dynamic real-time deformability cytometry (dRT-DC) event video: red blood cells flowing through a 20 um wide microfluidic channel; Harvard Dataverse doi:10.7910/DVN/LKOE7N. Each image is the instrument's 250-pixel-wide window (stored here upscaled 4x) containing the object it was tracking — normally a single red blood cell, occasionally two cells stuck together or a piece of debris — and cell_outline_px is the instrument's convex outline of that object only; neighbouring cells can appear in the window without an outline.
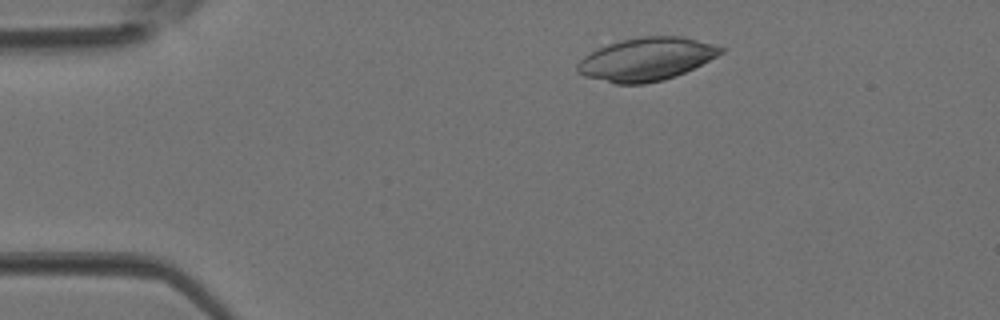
{"species": "Egyptian fruit bat (a non-hibernating species)", "species_latin": "Rousettus aegyptiacus", "temperature_condition": "room temperature", "stored_images_in_passage": 2, "camera_frame_rate_fps": 3000, "um_per_image_px": 0.085, "animal": {"sex": "female"}, "frame": {"image": 1, "passage_image": 1, "time_ms": 0.0, "image_size_px": [1000, 320], "cell_outline_px": [[724, 52], [676, 76], [664, 80], [644, 84], [616, 84], [584, 76], [576, 72], [576, 64], [584, 56], [608, 44], [620, 40], [640, 36], [680, 36], [712, 44], [724, 48]], "centroid_in_image_um": [54.89, 5.04], "position_along_channel_um": 30.1, "area_um2": 35.66}}